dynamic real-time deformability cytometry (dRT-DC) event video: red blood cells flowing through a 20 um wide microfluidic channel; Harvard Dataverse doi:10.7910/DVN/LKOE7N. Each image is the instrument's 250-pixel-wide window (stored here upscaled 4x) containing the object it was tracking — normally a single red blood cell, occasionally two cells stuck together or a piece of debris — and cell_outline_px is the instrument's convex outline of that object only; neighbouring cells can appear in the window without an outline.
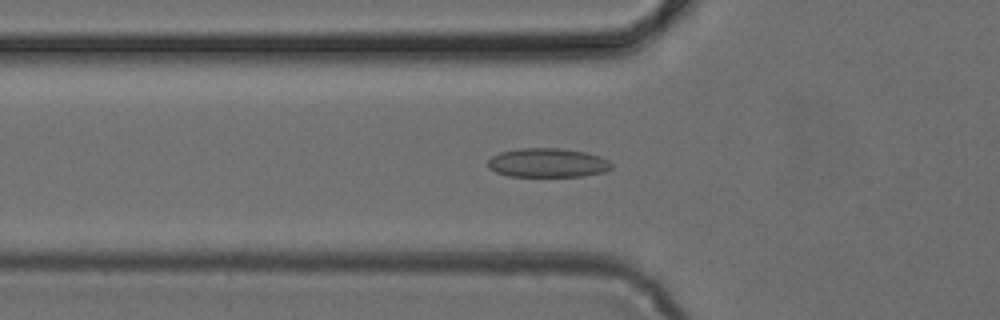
{"species": "common noctule bat (a hibernating species)", "species_latin": "Nyctalus noctula", "temperature_condition": "cold", "stored_images_in_passage": 48, "camera_frame_rate_fps": 3000, "um_per_image_px": 0.085, "animal": {"sex": "female", "body_mass_g": 24.6, "forearm_length_mm": 56.2}, "frame": {"image": 1, "passage_image": 16, "time_ms": 5.0, "image_size_px": [1000, 320], "cell_outline_px": [[612, 168], [604, 172], [580, 176], [508, 176], [496, 172], [488, 168], [488, 160], [492, 156], [500, 152], [520, 148], [560, 148], [584, 152], [600, 156], [608, 160], [612, 164]], "centroid_in_image_um": [46.53, 13.83], "position_along_channel_um": 79.3, "area_um2": 20.92}}
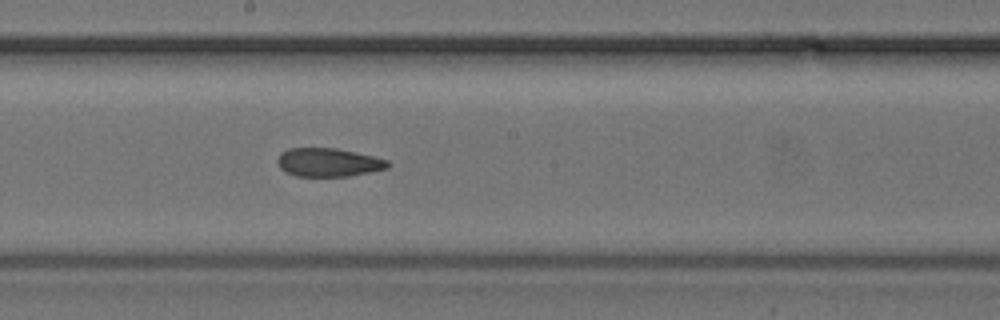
{"frame": {"image": 2, "passage_image": 26, "time_ms": 8.333, "image_size_px": [1000, 320], "cell_outline_px": [[392, 164], [388, 168], [348, 176], [296, 176], [284, 172], [280, 168], [276, 160], [280, 152], [288, 148], [336, 148], [372, 156], [388, 160]], "centroid_in_image_um": [27.88, 13.8], "position_along_channel_um": 220.3, "area_um2": 18.38}}
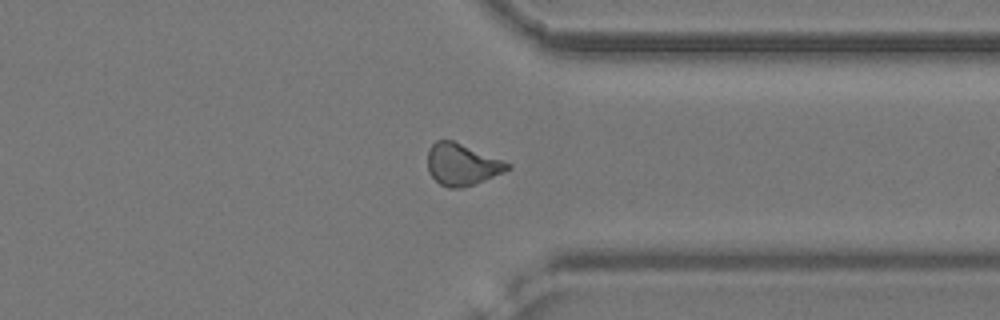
{"frame": {"image": 3, "passage_image": 37, "time_ms": 12.0, "image_size_px": [1000, 320], "cell_outline_px": [[512, 168], [504, 172], [484, 180], [460, 188], [448, 188], [440, 184], [428, 172], [428, 148], [436, 140], [452, 140], [504, 160], [512, 164]], "centroid_in_image_um": [39.28, 13.97], "position_along_channel_um": 372.1, "area_um2": 19.42}}